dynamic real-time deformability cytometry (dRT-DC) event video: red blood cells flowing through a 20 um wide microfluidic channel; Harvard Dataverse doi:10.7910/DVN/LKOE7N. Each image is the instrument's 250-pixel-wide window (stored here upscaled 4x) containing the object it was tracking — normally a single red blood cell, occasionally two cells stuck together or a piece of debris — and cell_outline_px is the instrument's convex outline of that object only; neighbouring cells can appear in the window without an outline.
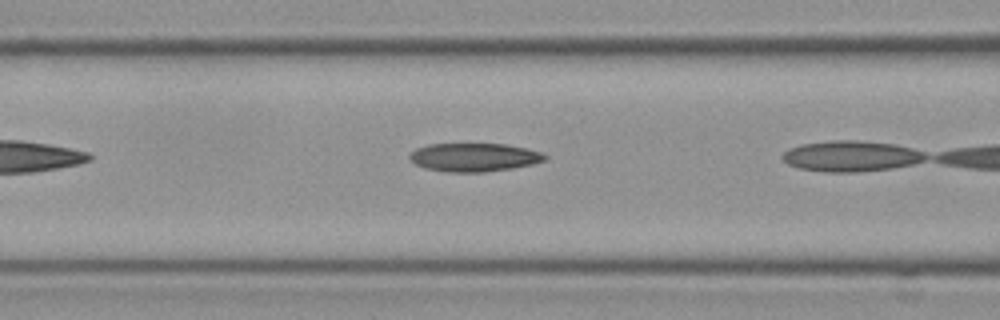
{"species": "Egyptian fruit bat (a non-hibernating species)", "species_latin": "Rousettus aegyptiacus", "temperature_condition": "cold", "stored_images_in_passage": 8, "camera_frame_rate_fps": 3000, "um_per_image_px": 0.085, "frame": {"image": 1, "passage_image": 8, "time_ms": 2.333, "image_size_px": [1000, 320], "cell_outline_px": [[548, 156], [544, 160], [532, 164], [512, 168], [484, 172], [448, 172], [424, 168], [416, 164], [408, 156], [416, 148], [428, 144], [504, 144], [524, 148], [540, 152]], "centroid_in_image_um": [40.27, 13.37], "position_along_channel_um": 126.3, "area_um2": 22.2}}